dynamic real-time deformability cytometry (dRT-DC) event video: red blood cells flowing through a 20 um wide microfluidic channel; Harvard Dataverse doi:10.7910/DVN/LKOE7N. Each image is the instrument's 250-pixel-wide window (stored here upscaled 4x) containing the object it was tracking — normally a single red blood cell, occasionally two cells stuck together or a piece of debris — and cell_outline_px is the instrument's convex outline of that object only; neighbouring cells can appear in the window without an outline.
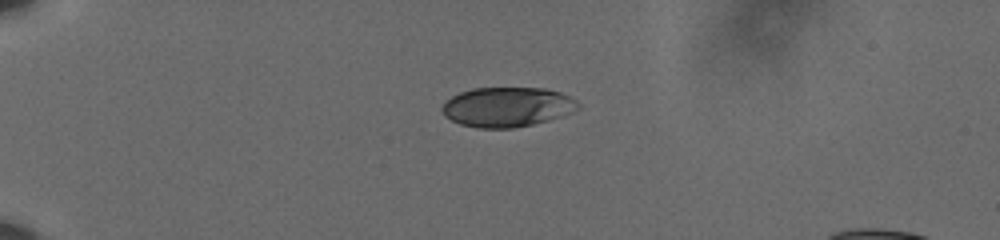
{"species": "human", "species_latin": "Homo sapiens", "temperature_condition": "cold", "stored_images_in_passage": 42, "camera_frame_rate_fps": 3000, "um_per_image_px": 0.085, "donor": {"sex": "male"}, "frame": {"image": 1, "passage_image": 1, "time_ms": 0.0, "image_size_px": [1000, 240], "cell_outline_px": [[580, 108], [572, 112], [548, 120], [532, 124], [512, 128], [476, 128], [460, 124], [444, 116], [440, 108], [452, 96], [460, 92], [472, 88], [544, 88], [560, 92], [576, 100], [580, 104]], "centroid_in_image_um": [43.1, 9.09], "position_along_channel_um": 41.9, "area_um2": 31.44}}
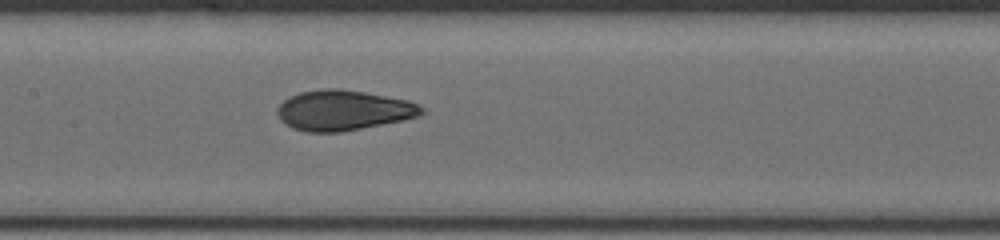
{"frame": {"image": 2, "passage_image": 17, "time_ms": 5.333, "image_size_px": [1000, 240], "cell_outline_px": [[424, 112], [420, 116], [404, 120], [340, 132], [308, 132], [292, 128], [284, 124], [280, 120], [276, 112], [276, 108], [288, 96], [300, 92], [324, 88], [340, 88], [364, 92], [408, 100], [420, 104], [424, 108]], "centroid_in_image_um": [29.17, 9.37], "position_along_channel_um": 178.2, "area_um2": 34.1}}
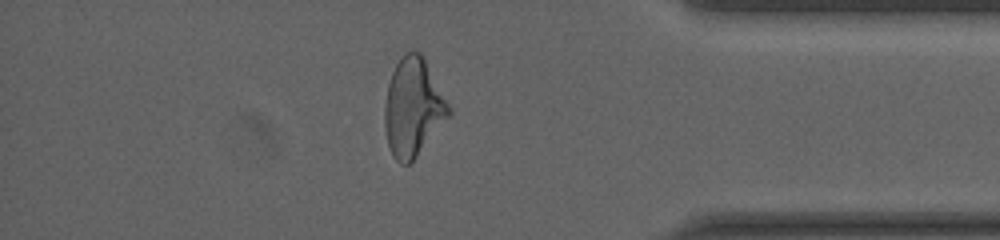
{"frame": {"image": 3, "passage_image": 36, "time_ms": 11.667, "image_size_px": [1000, 240], "cell_outline_px": [[452, 112], [416, 156], [408, 164], [400, 164], [392, 156], [388, 144], [384, 128], [384, 108], [388, 84], [392, 72], [400, 56], [404, 52], [420, 52], [424, 56], [452, 108]], "centroid_in_image_um": [35.11, 9.1], "position_along_channel_um": 400.1, "area_um2": 36.65}, "authors_computed_cell_mechanics": {"area_um2": 33.6107, "velocity_mm_per_s": 3.602, "shape_relaxation_time_tau1_ms": 4.5672, "shape_relaxation_time_tau2_ms": 1.4656, "deformation_change_tau1": 0.1461, "deformation_change_tau2": 0.0539}}